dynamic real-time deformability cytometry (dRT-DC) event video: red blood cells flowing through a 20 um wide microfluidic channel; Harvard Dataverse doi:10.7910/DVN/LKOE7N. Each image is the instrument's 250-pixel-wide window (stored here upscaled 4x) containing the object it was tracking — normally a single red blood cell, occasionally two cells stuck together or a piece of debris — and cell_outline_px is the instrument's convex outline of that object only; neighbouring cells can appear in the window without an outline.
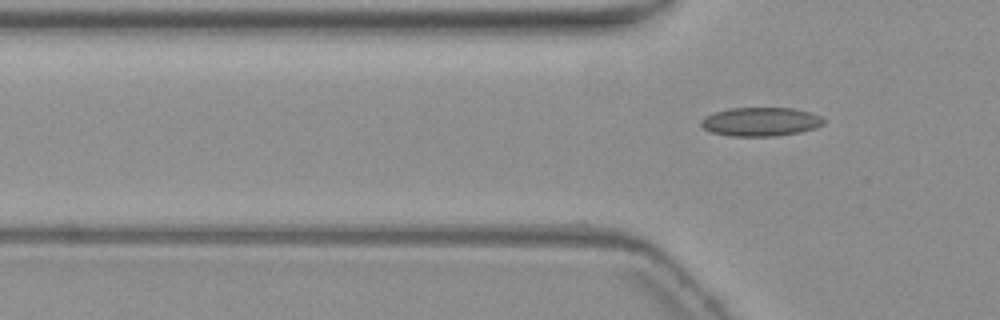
{"species": "common noctule bat (a hibernating species)", "species_latin": "Nyctalus noctula", "temperature_condition": "warm", "stored_images_in_passage": 3, "camera_frame_rate_fps": 3000, "um_per_image_px": 0.085, "animal": {"sex": "female", "body_mass_g": 19.3, "forearm_length_mm": 54.1}, "frame": {"image": 1, "passage_image": 3, "time_ms": 2.667, "image_size_px": [1000, 320], "cell_outline_px": [[824, 124], [816, 128], [800, 132], [776, 136], [728, 136], [712, 132], [704, 128], [700, 124], [700, 120], [716, 112], [732, 108], [792, 108], [808, 112], [820, 116], [824, 120]], "centroid_in_image_um": [64.67, 10.36], "position_along_channel_um": 61.1, "area_um2": 20.4}}